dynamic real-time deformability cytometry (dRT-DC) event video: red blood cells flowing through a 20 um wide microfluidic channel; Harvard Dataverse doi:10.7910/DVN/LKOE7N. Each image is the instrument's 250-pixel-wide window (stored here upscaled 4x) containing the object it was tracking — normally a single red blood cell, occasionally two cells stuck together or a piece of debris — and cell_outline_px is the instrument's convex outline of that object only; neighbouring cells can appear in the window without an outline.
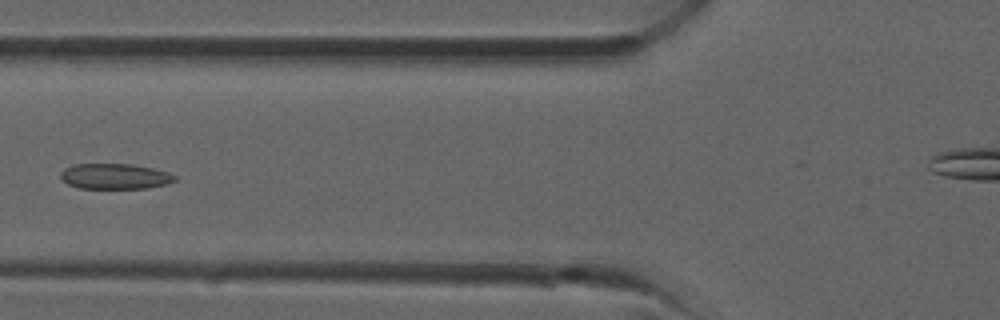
{"species": "common noctule bat (a hibernating species)", "species_latin": "Nyctalus noctula", "temperature_condition": "room temperature", "stored_images_in_passage": 34, "camera_frame_rate_fps": 3000, "um_per_image_px": 0.085, "animal": {"sex": "male", "forearm_length_mm": 52.5}, "frame": {"image": 1, "passage_image": 11, "time_ms": 3.333, "image_size_px": [1000, 320], "cell_outline_px": [[176, 180], [164, 184], [148, 188], [80, 188], [68, 184], [60, 180], [60, 172], [64, 168], [72, 164], [132, 164], [152, 168], [168, 172], [176, 176]], "centroid_in_image_um": [9.71, 14.98], "position_along_channel_um": 116.1, "area_um2": 16.99}}
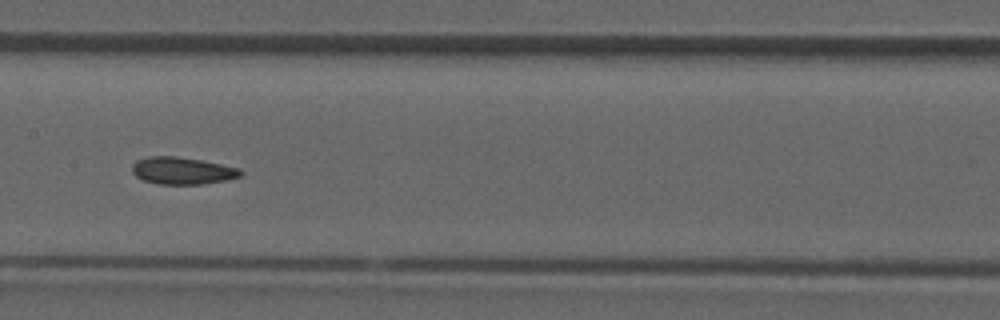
{"frame": {"image": 2, "passage_image": 15, "time_ms": 4.667, "image_size_px": [1000, 320], "cell_outline_px": [[244, 172], [240, 176], [228, 180], [204, 184], [156, 184], [144, 180], [136, 176], [132, 172], [132, 164], [136, 160], [148, 156], [176, 156], [200, 160], [240, 168]], "centroid_in_image_um": [15.49, 14.51], "position_along_channel_um": 191.9, "area_um2": 17.28}}
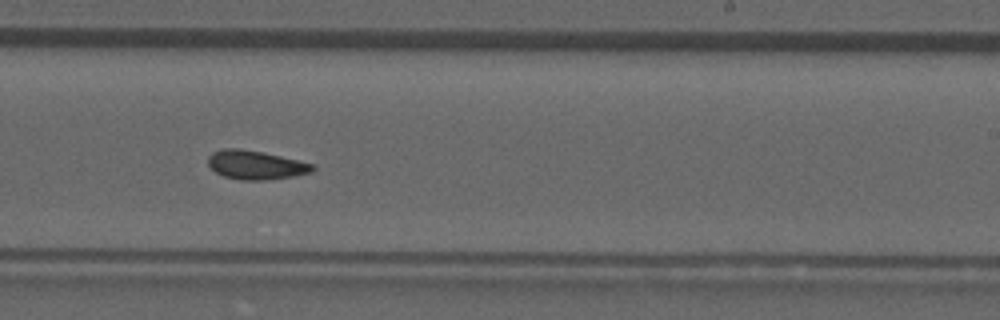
{"frame": {"image": 3, "passage_image": 19, "time_ms": 6.0, "image_size_px": [1000, 320], "cell_outline_px": [[316, 168], [312, 172], [292, 176], [264, 180], [240, 180], [224, 176], [216, 172], [208, 164], [208, 156], [212, 152], [224, 148], [236, 148], [264, 152], [312, 164]], "centroid_in_image_um": [21.7, 14.02], "position_along_channel_um": 267.3, "area_um2": 17.4}}